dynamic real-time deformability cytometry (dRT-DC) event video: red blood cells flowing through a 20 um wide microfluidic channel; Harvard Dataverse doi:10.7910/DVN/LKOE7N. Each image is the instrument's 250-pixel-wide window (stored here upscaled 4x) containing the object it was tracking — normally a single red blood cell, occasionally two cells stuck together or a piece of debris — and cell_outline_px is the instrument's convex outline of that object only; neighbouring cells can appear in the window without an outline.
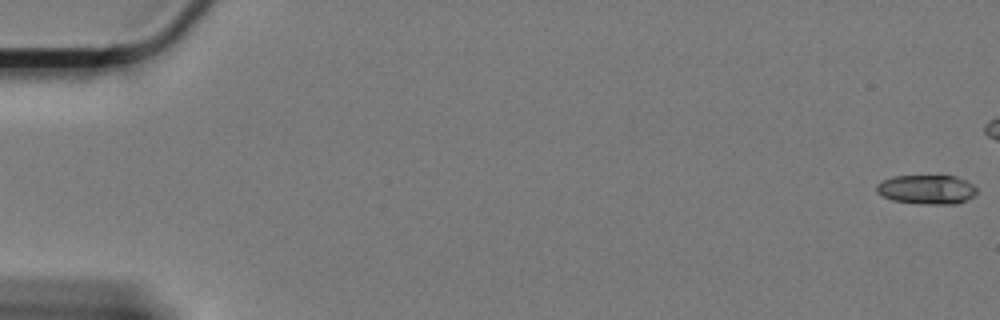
{"species": "Egyptian fruit bat (a non-hibernating species)", "species_latin": "Rousettus aegyptiacus", "temperature_condition": "cold", "stored_images_in_passage": 51, "camera_frame_rate_fps": 3000, "um_per_image_px": 0.085, "animal": {"sex": "female"}, "frame": {"image": 1, "passage_image": 1, "time_ms": 0.0, "image_size_px": [1000, 320], "cell_outline_px": [[976, 192], [972, 196], [956, 204], [920, 204], [892, 200], [876, 192], [876, 184], [880, 180], [892, 176], [956, 176], [972, 184], [976, 188]], "centroid_in_image_um": [78.71, 16.1], "position_along_channel_um": 6.3, "area_um2": 17.05}}
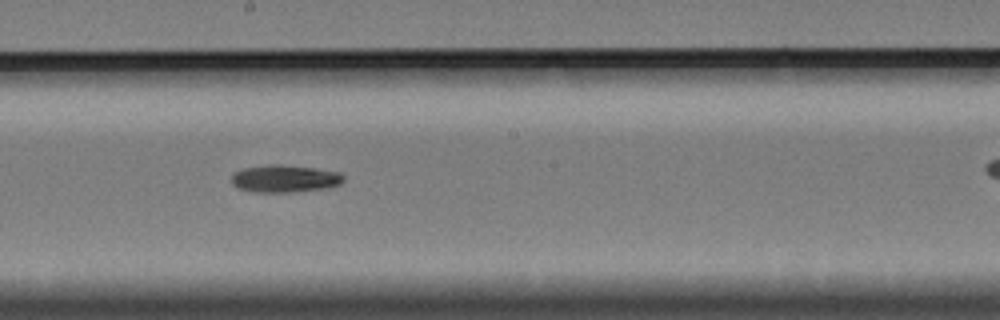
{"frame": {"image": 2, "passage_image": 35, "time_ms": 11.333, "image_size_px": [1000, 320], "cell_outline_px": [[344, 180], [340, 184], [328, 188], [292, 192], [252, 192], [240, 188], [232, 184], [232, 176], [236, 172], [244, 168], [272, 164], [312, 168], [340, 172], [344, 176]], "centroid_in_image_um": [24.23, 15.2], "position_along_channel_um": 224.0, "area_um2": 17.69}}
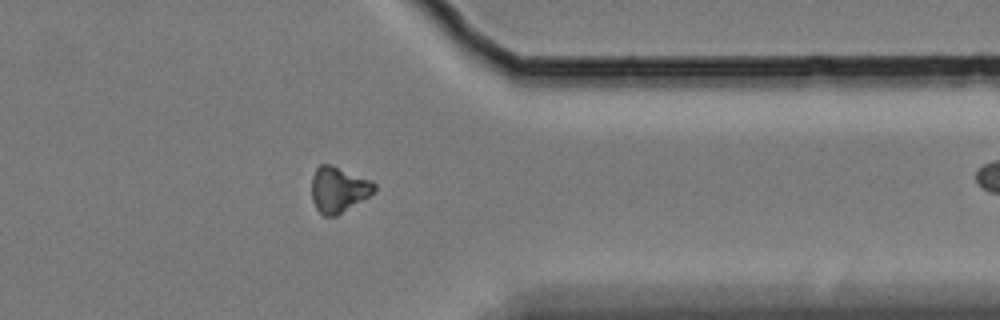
{"frame": {"image": 3, "passage_image": 50, "time_ms": 16.333, "image_size_px": [1000, 320], "cell_outline_px": [[376, 188], [368, 196], [336, 216], [324, 216], [316, 208], [312, 200], [312, 176], [316, 168], [320, 164], [332, 164], [372, 180], [376, 184]], "centroid_in_image_um": [28.76, 16.08], "position_along_channel_um": 382.6, "area_um2": 16.65}}